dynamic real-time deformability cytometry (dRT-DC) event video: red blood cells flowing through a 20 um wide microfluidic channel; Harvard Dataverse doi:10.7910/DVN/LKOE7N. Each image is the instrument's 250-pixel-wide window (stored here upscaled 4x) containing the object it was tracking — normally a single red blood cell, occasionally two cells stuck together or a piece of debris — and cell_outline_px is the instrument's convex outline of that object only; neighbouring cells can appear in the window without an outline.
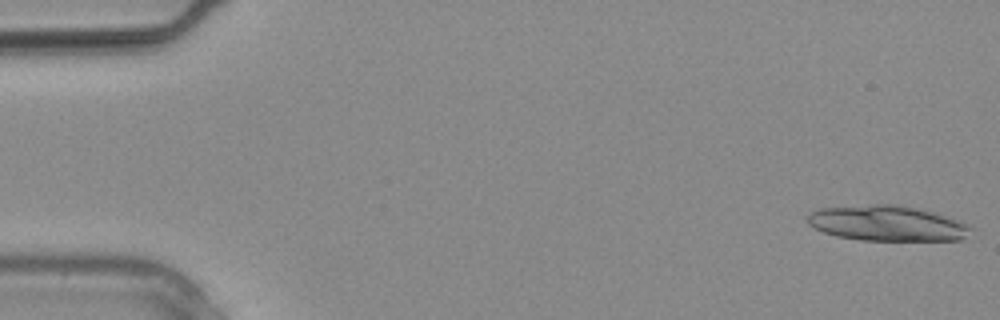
{"species": "common noctule bat (a hibernating species)", "species_latin": "Nyctalus noctula", "temperature_condition": "warm", "stored_images_in_passage": 2, "camera_frame_rate_fps": 3000, "um_per_image_px": 0.085, "animal": {"sex": "male", "body_mass_g": 20.4}, "frame": {"image": 1, "passage_image": 2, "time_ms": 0.333, "image_size_px": [1000, 320], "cell_outline_px": [[976, 228], [960, 240], [860, 240], [836, 236], [824, 232], [808, 224], [808, 212], [820, 208], [872, 204], [900, 204], [936, 212], [972, 224]], "centroid_in_image_um": [75.48, 18.97], "position_along_channel_um": 9.5, "area_um2": 34.16}}